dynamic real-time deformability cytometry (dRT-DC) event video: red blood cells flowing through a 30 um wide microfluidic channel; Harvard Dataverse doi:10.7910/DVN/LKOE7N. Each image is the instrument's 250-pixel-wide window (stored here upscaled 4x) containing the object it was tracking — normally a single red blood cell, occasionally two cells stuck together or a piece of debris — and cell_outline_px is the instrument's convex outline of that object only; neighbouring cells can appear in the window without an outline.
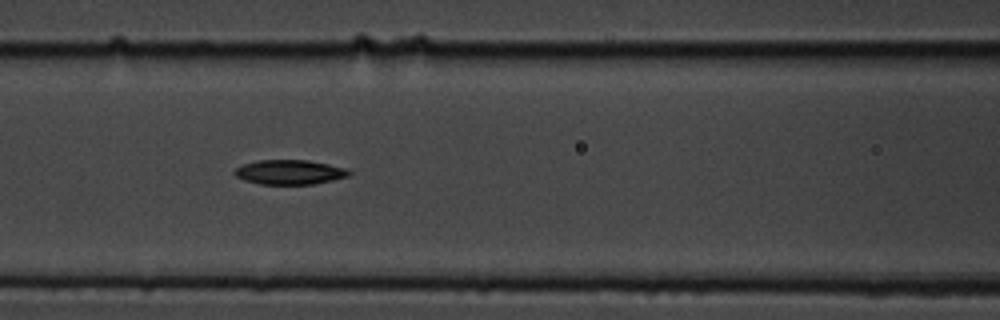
{"species": "common noctule bat (a hibernating species)", "species_latin": "Nyctalus noctula", "temperature_condition": "cold", "stored_images_in_passage": 9, "camera_frame_rate_fps": 3000, "um_per_image_px": 0.085, "animal": {"sex": "male", "body_mass_g": 19.5, "forearm_length_mm": 54.6}, "frame": {"image": 1, "passage_image": 6, "time_ms": 1.667, "image_size_px": [1000, 320], "cell_outline_px": [[352, 172], [348, 176], [332, 180], [312, 184], [260, 184], [244, 180], [236, 176], [232, 172], [236, 168], [244, 164], [256, 160], [308, 160], [348, 168]], "centroid_in_image_um": [24.62, 14.62], "position_along_channel_um": 142.0, "area_um2": 16.42}}
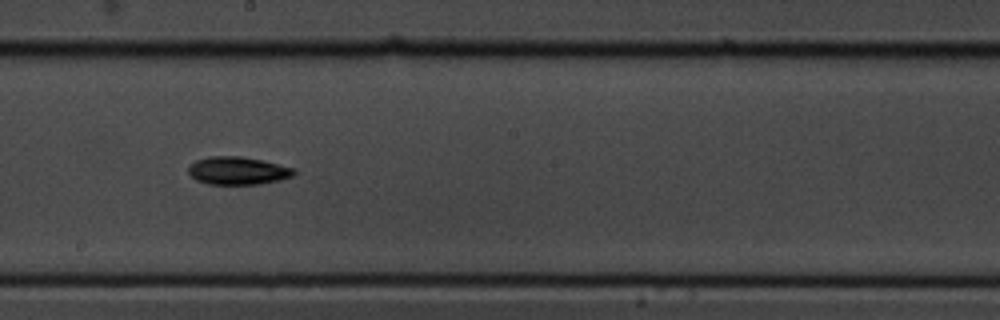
{"frame": {"image": 2, "passage_image": 8, "time_ms": 2.333, "image_size_px": [1000, 320], "cell_outline_px": [[296, 172], [292, 176], [280, 180], [260, 184], [208, 184], [196, 180], [188, 172], [188, 168], [196, 160], [208, 156], [240, 156], [264, 160], [296, 168]], "centroid_in_image_um": [20.25, 14.5], "position_along_channel_um": 228.0, "area_um2": 17.28}}
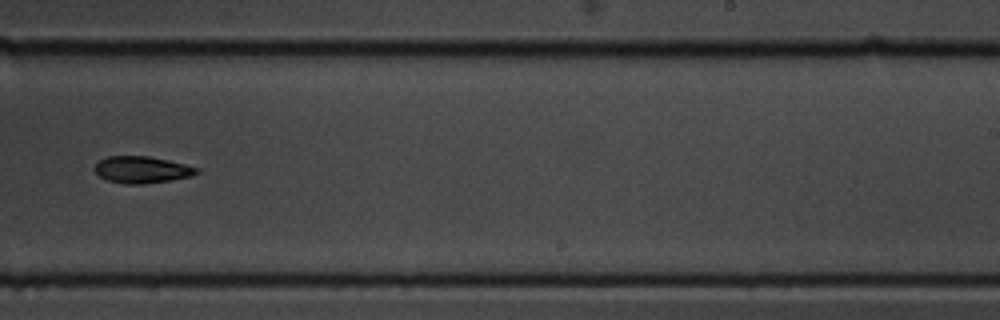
{"frame": {"image": 3, "passage_image": 9, "time_ms": 2.667, "image_size_px": [1000, 320], "cell_outline_px": [[200, 172], [192, 176], [172, 180], [144, 184], [124, 184], [108, 180], [100, 176], [92, 168], [100, 160], [108, 156], [148, 156], [168, 160], [200, 168]], "centroid_in_image_um": [12.08, 14.43], "position_along_channel_um": 276.9, "area_um2": 16.01}}